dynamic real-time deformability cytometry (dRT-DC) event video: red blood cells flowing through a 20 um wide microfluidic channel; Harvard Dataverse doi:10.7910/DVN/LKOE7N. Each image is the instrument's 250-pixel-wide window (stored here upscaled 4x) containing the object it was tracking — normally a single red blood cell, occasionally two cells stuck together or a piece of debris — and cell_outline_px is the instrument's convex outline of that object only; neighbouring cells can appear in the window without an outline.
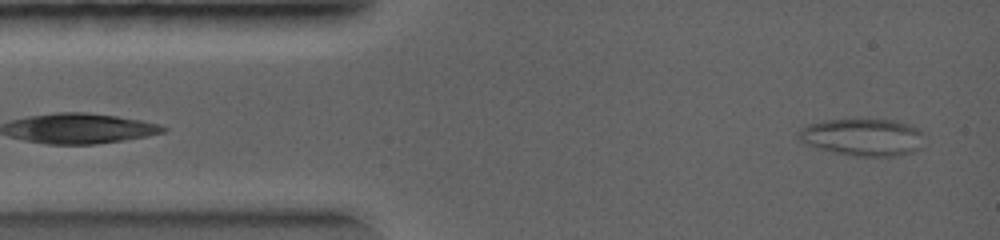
{"species": "common noctule bat (a hibernating species)", "species_latin": "Nyctalus noctula", "temperature_condition": "warm", "stored_images_in_passage": 55, "camera_frame_rate_fps": 5000, "um_per_image_px": 0.085, "animal": {"sex": "female", "body_mass_g": 19.0, "forearm_length_mm": 56.7}, "frame": {"image": 1, "passage_image": 2, "time_ms": 0.2, "image_size_px": [1000, 240], "cell_outline_px": [[920, 148], [912, 152], [896, 156], [856, 156], [832, 152], [816, 148], [804, 144], [796, 136], [796, 132], [800, 128], [808, 124], [824, 120], [892, 120], [912, 124], [920, 132]], "centroid_in_image_um": [73.24, 11.66], "position_along_channel_um": 11.8, "area_um2": 27.22}}
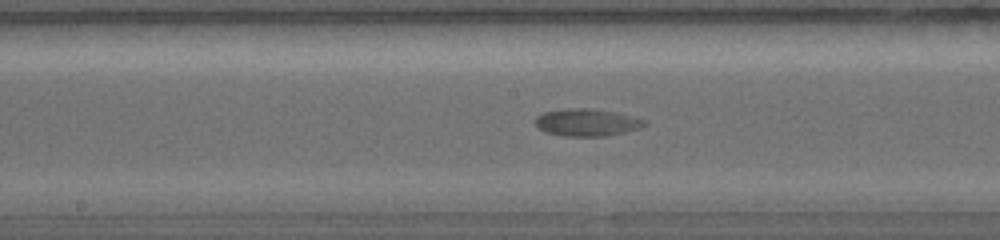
{"frame": {"image": 2, "passage_image": 25, "time_ms": 4.6, "image_size_px": [1000, 240], "cell_outline_px": [[648, 124], [640, 128], [624, 132], [604, 136], [564, 136], [548, 132], [540, 128], [536, 124], [536, 116], [544, 112], [568, 108], [584, 108], [616, 112], [648, 120]], "centroid_in_image_um": [49.94, 10.4], "position_along_channel_um": 198.3, "area_um2": 17.22}}
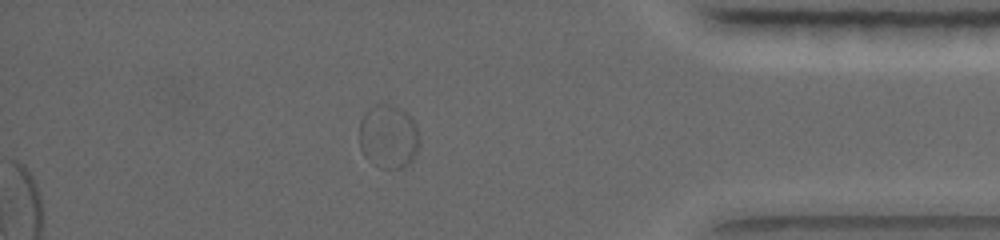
{"frame": {"image": 3, "passage_image": 43, "time_ms": 8.6, "image_size_px": [1000, 240], "cell_outline_px": [[420, 144], [412, 160], [408, 164], [400, 168], [380, 168], [368, 160], [364, 156], [360, 148], [360, 120], [364, 112], [368, 108], [376, 104], [388, 104], [400, 108], [412, 116], [416, 124], [420, 140]], "centroid_in_image_um": [33.02, 11.59], "position_along_channel_um": 402.2, "area_um2": 22.66}}